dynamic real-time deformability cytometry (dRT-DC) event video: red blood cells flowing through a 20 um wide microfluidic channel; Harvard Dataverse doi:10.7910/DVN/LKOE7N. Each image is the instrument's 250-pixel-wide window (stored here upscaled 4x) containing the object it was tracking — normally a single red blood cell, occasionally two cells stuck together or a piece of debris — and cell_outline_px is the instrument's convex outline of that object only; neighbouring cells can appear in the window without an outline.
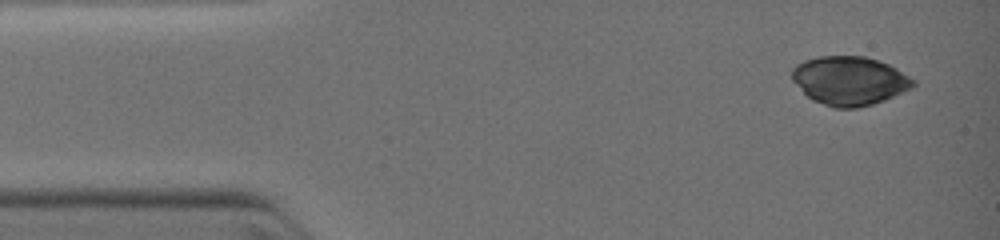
{"species": "common noctule bat (a hibernating species)", "species_latin": "Nyctalus noctula", "temperature_condition": "warm", "stored_images_in_passage": 5, "camera_frame_rate_fps": 3000, "um_per_image_px": 0.085, "animal": {"sex": "female", "body_mass_g": 19.0, "forearm_length_mm": 51.5}, "frame": {"image": 1, "passage_image": 1, "time_ms": 0.0, "image_size_px": [1000, 240], "cell_outline_px": [[916, 84], [912, 88], [884, 100], [872, 104], [856, 108], [832, 108], [812, 100], [792, 80], [792, 68], [796, 64], [804, 60], [820, 56], [864, 56], [888, 64], [896, 68], [916, 80]], "centroid_in_image_um": [72.21, 6.86], "position_along_channel_um": 12.8, "area_um2": 34.45}}